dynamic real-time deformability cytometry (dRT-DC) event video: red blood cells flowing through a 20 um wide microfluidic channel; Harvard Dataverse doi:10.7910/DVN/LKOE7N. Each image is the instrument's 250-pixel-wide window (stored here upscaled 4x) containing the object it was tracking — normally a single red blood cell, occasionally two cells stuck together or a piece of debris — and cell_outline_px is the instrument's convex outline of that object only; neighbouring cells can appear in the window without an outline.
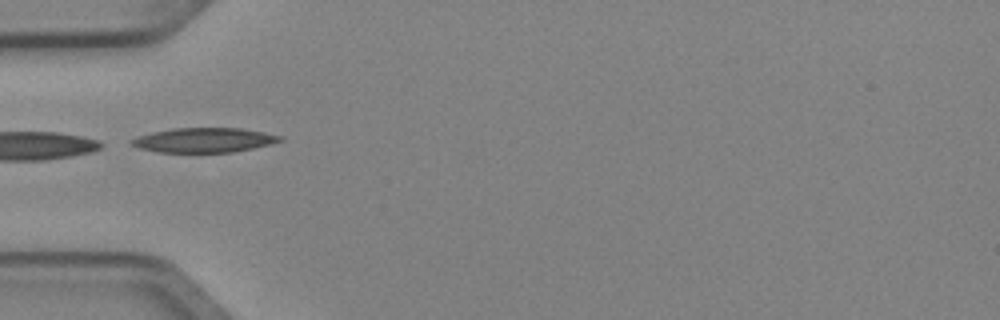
{"species": "Egyptian fruit bat (a non-hibernating species)", "species_latin": "Rousettus aegyptiacus", "temperature_condition": "cold", "stored_images_in_passage": 5, "camera_frame_rate_fps": 3000, "um_per_image_px": 0.085, "animal": {"sex": "female"}, "frame": {"image": 1, "passage_image": 4, "time_ms": 1.0, "image_size_px": [1000, 320], "cell_outline_px": [[284, 140], [272, 144], [232, 152], [160, 152], [140, 148], [128, 144], [128, 140], [136, 136], [152, 132], [172, 128], [240, 128], [264, 132], [284, 136]], "centroid_in_image_um": [17.33, 11.9], "position_along_channel_um": 67.7, "area_um2": 21.44}}
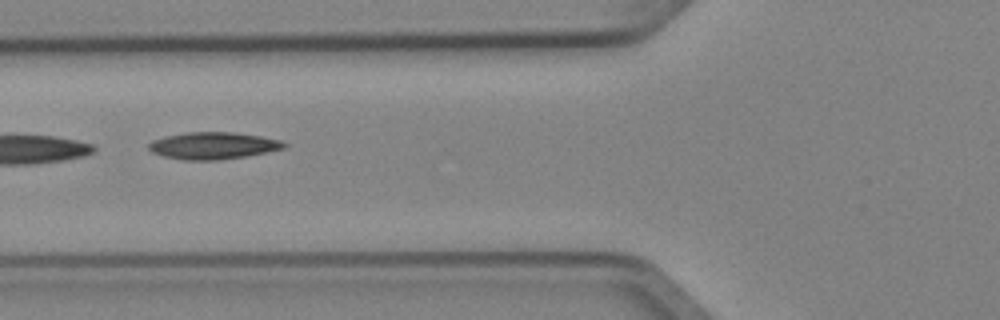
{"frame": {"image": 2, "passage_image": 5, "time_ms": 1.333, "image_size_px": [1000, 320], "cell_outline_px": [[288, 144], [284, 148], [248, 156], [220, 160], [184, 160], [164, 156], [152, 152], [148, 148], [148, 144], [152, 140], [164, 136], [188, 132], [232, 132], [260, 136], [280, 140]], "centroid_in_image_um": [18.1, 12.38], "position_along_channel_um": 107.7, "area_um2": 21.33}}